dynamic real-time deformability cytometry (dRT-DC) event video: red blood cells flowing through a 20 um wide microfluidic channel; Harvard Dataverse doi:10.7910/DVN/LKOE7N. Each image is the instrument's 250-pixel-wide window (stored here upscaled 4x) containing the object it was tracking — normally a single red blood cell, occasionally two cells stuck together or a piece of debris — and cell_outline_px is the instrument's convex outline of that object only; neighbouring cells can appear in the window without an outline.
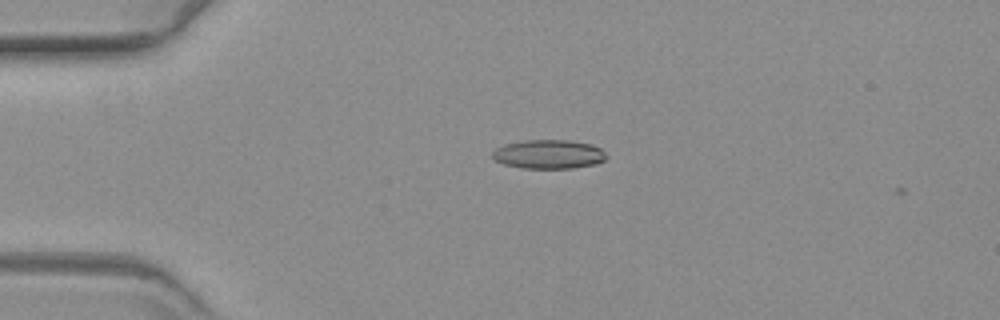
{"species": "common noctule bat (a hibernating species)", "species_latin": "Nyctalus noctula", "temperature_condition": "warm", "stored_images_in_passage": 5, "camera_frame_rate_fps": 3000, "um_per_image_px": 0.085, "animal": {"sex": "female", "body_mass_g": 19.3, "forearm_length_mm": 54.1}, "frame": {"image": 1, "passage_image": 3, "time_ms": 0.667, "image_size_px": [1000, 320], "cell_outline_px": [[608, 156], [604, 160], [596, 164], [572, 168], [524, 168], [504, 164], [496, 160], [492, 156], [492, 152], [496, 148], [504, 144], [524, 140], [572, 140], [592, 144], [600, 148]], "centroid_in_image_um": [46.66, 13.1], "position_along_channel_um": 38.3, "area_um2": 19.31}}